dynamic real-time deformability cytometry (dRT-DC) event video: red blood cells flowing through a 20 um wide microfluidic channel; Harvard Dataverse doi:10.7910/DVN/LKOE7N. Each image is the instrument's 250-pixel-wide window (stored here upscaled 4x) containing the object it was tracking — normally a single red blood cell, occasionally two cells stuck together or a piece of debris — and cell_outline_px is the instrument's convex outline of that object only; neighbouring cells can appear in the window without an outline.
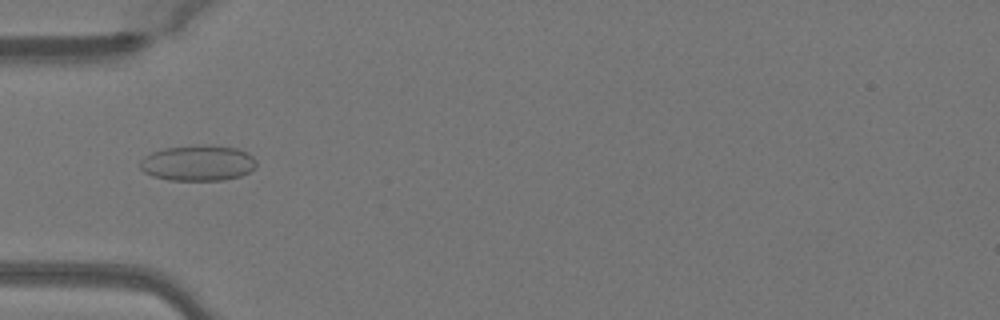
{"species": "Egyptian fruit bat (a non-hibernating species)", "species_latin": "Rousettus aegyptiacus", "temperature_condition": "warm", "stored_images_in_passage": 42, "camera_frame_rate_fps": 3000, "um_per_image_px": 0.085, "animal": {"sex": "female"}, "frame": {"image": 1, "passage_image": 9, "time_ms": 2.667, "image_size_px": [1000, 320], "cell_outline_px": [[256, 164], [248, 172], [240, 176], [224, 180], [168, 180], [152, 176], [144, 172], [140, 168], [140, 160], [144, 156], [152, 152], [164, 148], [196, 144], [208, 144], [236, 148], [248, 152], [256, 160]], "centroid_in_image_um": [16.8, 13.84], "position_along_channel_um": 68.2, "area_um2": 24.45}}
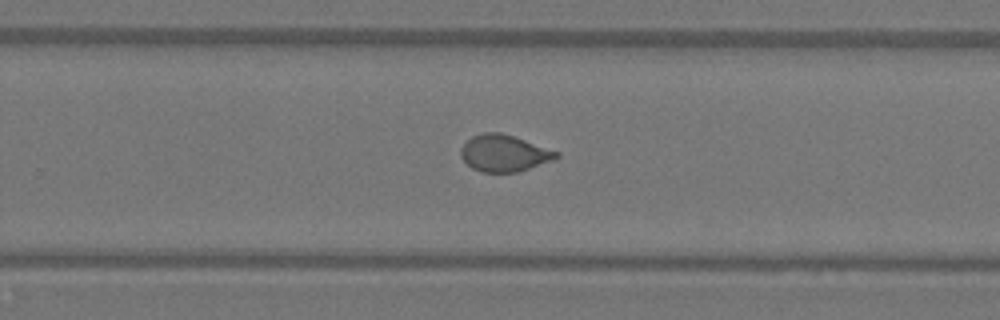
{"frame": {"image": 2, "passage_image": 25, "time_ms": 8.0, "image_size_px": [1000, 320], "cell_outline_px": [[560, 156], [552, 160], [516, 172], [480, 172], [472, 168], [460, 156], [460, 148], [472, 136], [484, 132], [500, 132], [560, 152]], "centroid_in_image_um": [42.82, 13.02], "position_along_channel_um": 287.0, "area_um2": 20.17}}
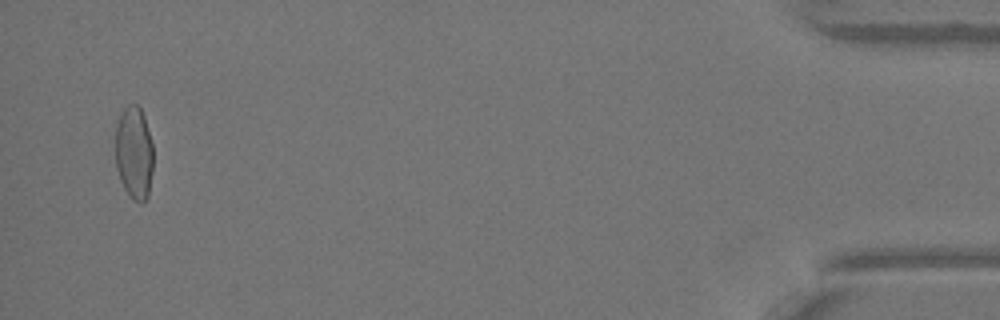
{"frame": {"image": 3, "passage_image": 41, "time_ms": 13.333, "image_size_px": [1000, 320], "cell_outline_px": [[152, 172], [148, 196], [140, 204], [132, 200], [124, 188], [120, 180], [116, 168], [116, 124], [124, 108], [128, 104], [136, 104], [140, 108], [144, 116], [152, 144]], "centroid_in_image_um": [11.39, 13.02], "position_along_channel_um": 423.8, "area_um2": 20.52}, "authors_computed_cell_mechanics": {"area_um2": 20.9236, "velocity_mm_per_s": 4.0964, "shape_relaxation_time_tau1_ms": 9.0217, "shape_relaxation_time_tau2_ms": 0.817, "deformation_change_tau1": 0.1871, "deformation_change_tau2": 0.0417}}